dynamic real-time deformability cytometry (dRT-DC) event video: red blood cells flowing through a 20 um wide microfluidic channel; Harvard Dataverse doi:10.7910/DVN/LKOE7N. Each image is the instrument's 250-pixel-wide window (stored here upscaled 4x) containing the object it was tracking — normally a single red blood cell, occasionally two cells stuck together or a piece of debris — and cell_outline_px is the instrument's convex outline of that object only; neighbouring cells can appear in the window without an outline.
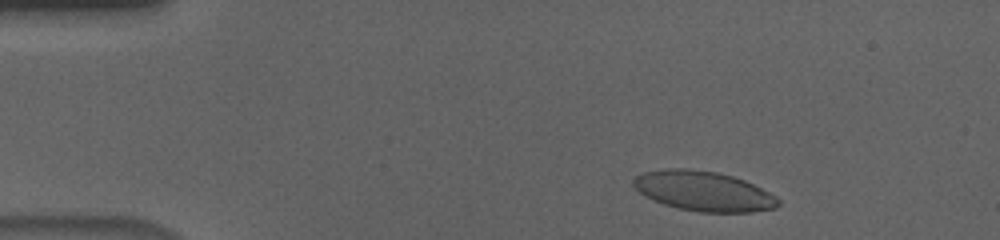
{"species": "human", "species_latin": "Homo sapiens", "temperature_condition": "cold", "stored_images_in_passage": 51, "camera_frame_rate_fps": 3000, "um_per_image_px": 0.085, "donor": {"sex": "male"}, "frame": {"image": 1, "passage_image": 4, "time_ms": 1.0, "image_size_px": [1000, 240], "cell_outline_px": [[780, 204], [776, 208], [752, 212], [700, 212], [680, 208], [664, 204], [644, 196], [632, 184], [632, 180], [636, 176], [644, 172], [668, 168], [684, 168], [716, 172], [732, 176], [744, 180], [776, 196], [780, 200]], "centroid_in_image_um": [59.8, 16.25], "position_along_channel_um": 25.2, "area_um2": 33.41}}
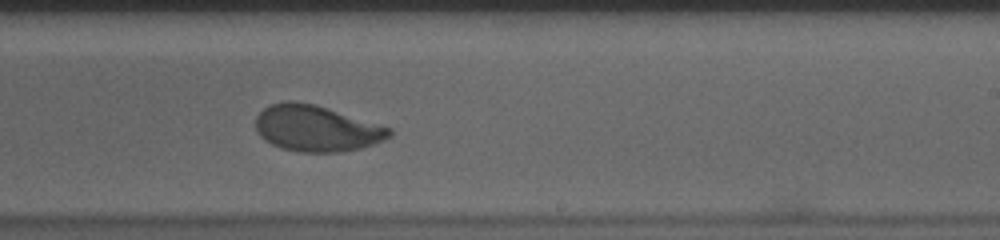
{"frame": {"image": 2, "passage_image": 30, "time_ms": 9.667, "image_size_px": [1000, 240], "cell_outline_px": [[392, 136], [384, 140], [360, 148], [340, 152], [300, 152], [280, 148], [264, 140], [256, 132], [256, 116], [264, 108], [272, 104], [288, 100], [292, 100], [316, 104], [392, 128]], "centroid_in_image_um": [26.89, 10.91], "position_along_channel_um": 262.1, "area_um2": 36.07}}
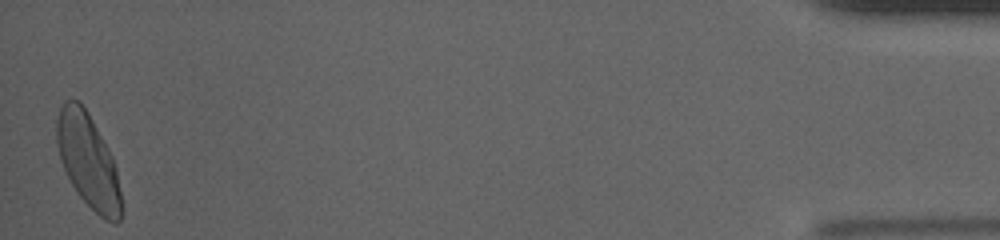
{"frame": {"image": 3, "passage_image": 51, "time_ms": 16.667, "image_size_px": [1000, 240], "cell_outline_px": [[124, 208], [120, 220], [116, 224], [112, 224], [104, 220], [80, 196], [72, 184], [64, 168], [56, 144], [56, 120], [60, 108], [64, 100], [80, 100], [88, 112], [112, 156], [116, 168], [124, 204]], "centroid_in_image_um": [7.53, 13.71], "position_along_channel_um": 427.7, "area_um2": 35.49}, "authors_computed_cell_mechanics": {"area_um2": 35.4892, "velocity_mm_per_s": 3.6401, "shape_relaxation_time_tau1_ms": 4.1588, "shape_relaxation_time_tau2_ms": 1.1962, "deformation_change_tau1": 0.1669, "deformation_change_tau2": 0.0628}}